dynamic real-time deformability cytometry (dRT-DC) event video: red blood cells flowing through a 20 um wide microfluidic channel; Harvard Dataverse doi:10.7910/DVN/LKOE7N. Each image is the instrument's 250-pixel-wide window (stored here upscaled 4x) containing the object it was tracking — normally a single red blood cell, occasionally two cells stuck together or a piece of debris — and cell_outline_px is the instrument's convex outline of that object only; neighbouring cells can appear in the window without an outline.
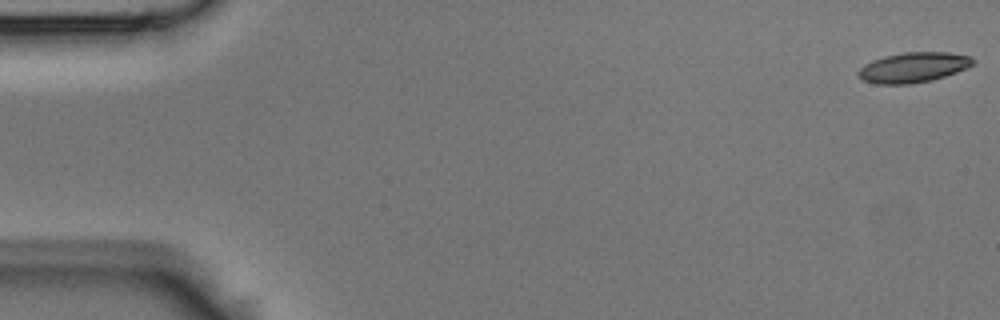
{"species": "Egyptian fruit bat (a non-hibernating species)", "species_latin": "Rousettus aegyptiacus", "temperature_condition": "room temperature", "stored_images_in_passage": 8, "camera_frame_rate_fps": 3000, "um_per_image_px": 0.085, "animal": {"sex": "male"}, "frame": {"image": 1, "passage_image": 1, "time_ms": 0.0, "image_size_px": [1000, 320], "cell_outline_px": [[976, 60], [972, 64], [956, 72], [932, 80], [912, 84], [876, 84], [864, 80], [856, 72], [864, 64], [872, 60], [884, 56], [904, 52], [948, 52], [972, 56]], "centroid_in_image_um": [77.62, 5.72], "position_along_channel_um": 7.4, "area_um2": 20.11}}